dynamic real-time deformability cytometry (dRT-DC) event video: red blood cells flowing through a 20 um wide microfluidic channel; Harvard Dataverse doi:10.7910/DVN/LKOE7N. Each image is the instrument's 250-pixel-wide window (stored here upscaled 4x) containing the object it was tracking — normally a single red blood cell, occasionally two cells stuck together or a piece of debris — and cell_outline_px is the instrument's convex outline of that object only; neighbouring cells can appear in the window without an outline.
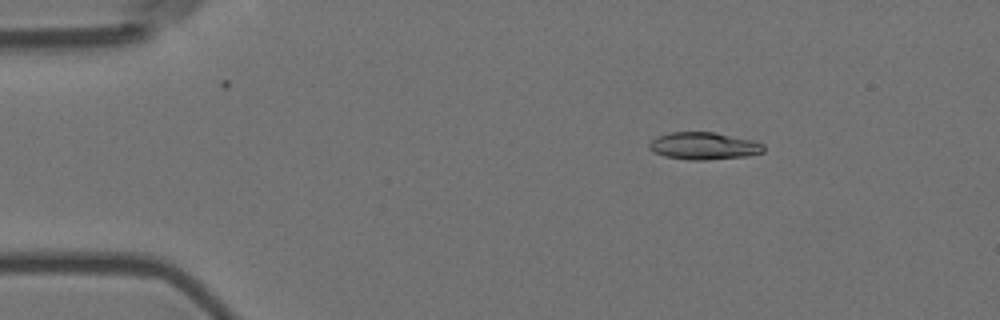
{"species": "Egyptian fruit bat (a non-hibernating species)", "species_latin": "Rousettus aegyptiacus", "temperature_condition": "room temperature", "stored_images_in_passage": 3, "camera_frame_rate_fps": 3000, "um_per_image_px": 0.085, "animal": {"sex": "female"}, "frame": {"image": 1, "passage_image": 1, "time_ms": 0.0, "image_size_px": [1000, 320], "cell_outline_px": [[764, 152], [748, 156], [704, 160], [688, 160], [664, 156], [648, 148], [648, 144], [656, 136], [672, 132], [716, 132], [752, 140], [764, 144]], "centroid_in_image_um": [59.83, 12.4], "position_along_channel_um": 25.2, "area_um2": 18.26}}